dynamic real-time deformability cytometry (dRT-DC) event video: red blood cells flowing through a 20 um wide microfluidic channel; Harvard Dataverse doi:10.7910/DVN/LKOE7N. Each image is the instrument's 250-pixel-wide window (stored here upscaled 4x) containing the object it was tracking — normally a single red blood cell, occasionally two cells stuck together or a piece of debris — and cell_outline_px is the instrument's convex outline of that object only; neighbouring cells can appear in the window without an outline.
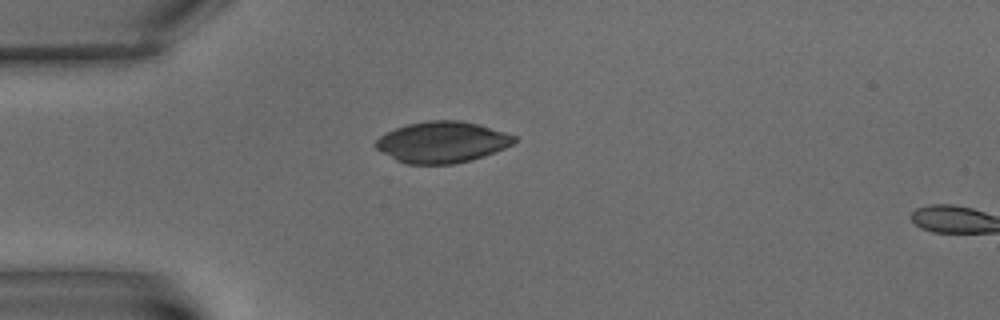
{"species": "common noctule bat (a hibernating species)", "species_latin": "Nyctalus noctula", "temperature_condition": "warm", "stored_images_in_passage": 3, "camera_frame_rate_fps": 3000, "um_per_image_px": 0.085, "animal": {"sex": "male", "body_mass_g": 15.6}, "frame": {"image": 1, "passage_image": 3, "time_ms": 2.333, "image_size_px": [1000, 320], "cell_outline_px": [[516, 140], [512, 144], [504, 148], [484, 156], [472, 160], [452, 164], [408, 164], [396, 160], [376, 148], [372, 144], [380, 136], [396, 128], [408, 124], [428, 120], [460, 120], [480, 124], [516, 136]], "centroid_in_image_um": [37.58, 12.08], "position_along_channel_um": 47.4, "area_um2": 33.18}}